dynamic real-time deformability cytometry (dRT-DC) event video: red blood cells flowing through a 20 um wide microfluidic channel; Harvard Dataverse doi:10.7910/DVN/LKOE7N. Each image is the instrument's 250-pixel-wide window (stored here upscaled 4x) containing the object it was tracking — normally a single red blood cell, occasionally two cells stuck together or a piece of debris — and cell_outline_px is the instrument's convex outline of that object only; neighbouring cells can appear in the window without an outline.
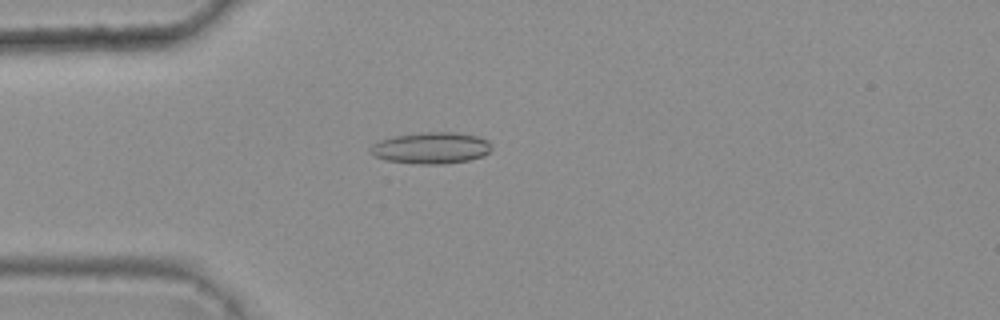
{"species": "common noctule bat (a hibernating species)", "species_latin": "Nyctalus noctula", "temperature_condition": "warm", "stored_images_in_passage": 4, "camera_frame_rate_fps": 3000, "um_per_image_px": 0.085, "animal": {"sex": "female", "body_mass_g": 25.1}, "frame": {"image": 1, "passage_image": 4, "time_ms": 1.0, "image_size_px": [1000, 320], "cell_outline_px": [[492, 148], [484, 156], [468, 160], [444, 164], [420, 164], [384, 160], [376, 156], [368, 148], [372, 144], [380, 140], [396, 136], [420, 132], [452, 132], [476, 136], [488, 140]], "centroid_in_image_um": [36.65, 12.58], "position_along_channel_um": 48.4, "area_um2": 22.14}}